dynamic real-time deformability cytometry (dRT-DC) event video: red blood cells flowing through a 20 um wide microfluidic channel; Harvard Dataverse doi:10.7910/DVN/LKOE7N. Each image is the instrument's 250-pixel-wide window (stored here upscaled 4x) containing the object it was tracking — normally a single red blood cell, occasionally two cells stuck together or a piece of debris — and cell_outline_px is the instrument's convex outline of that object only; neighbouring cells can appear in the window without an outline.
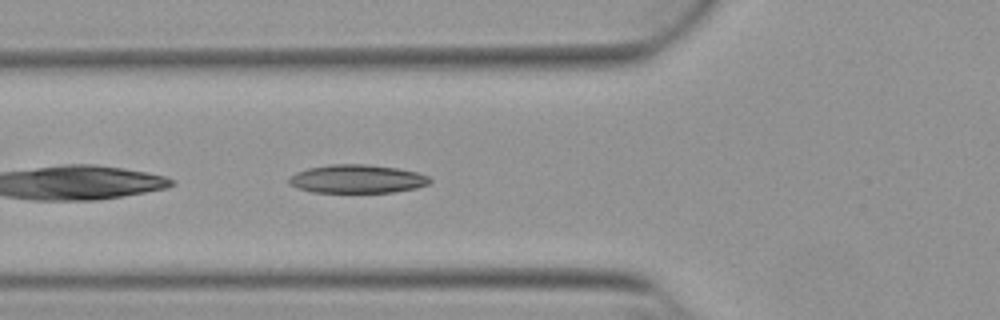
{"species": "Egyptian fruit bat (a non-hibernating species)", "species_latin": "Rousettus aegyptiacus", "temperature_condition": "warm", "stored_images_in_passage": 31, "camera_frame_rate_fps": 3000, "um_per_image_px": 0.085, "animal": {"sex": "female"}, "frame": {"image": 1, "passage_image": 4, "time_ms": 1.0, "image_size_px": [1000, 320], "cell_outline_px": [[432, 180], [428, 184], [416, 188], [392, 192], [312, 192], [288, 184], [288, 180], [296, 172], [308, 168], [332, 164], [368, 164], [396, 168], [416, 172], [428, 176]], "centroid_in_image_um": [30.36, 15.2], "position_along_channel_um": 95.4, "area_um2": 23.18}}
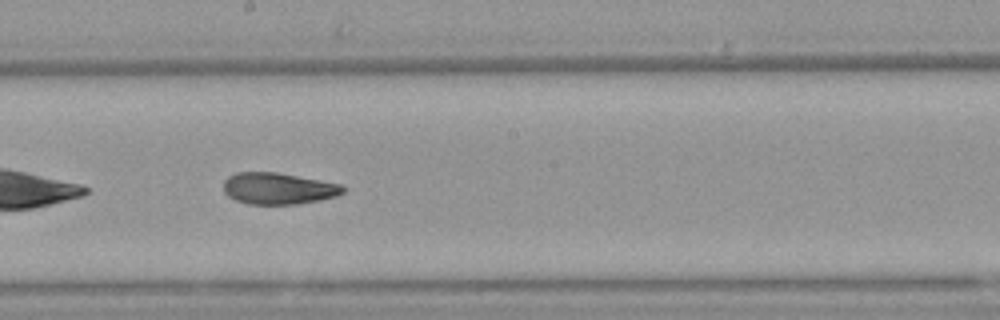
{"frame": {"image": 2, "passage_image": 14, "time_ms": 4.333, "image_size_px": [1000, 320], "cell_outline_px": [[344, 192], [336, 196], [320, 200], [296, 204], [248, 204], [236, 200], [228, 196], [224, 192], [224, 180], [228, 176], [236, 172], [276, 172], [344, 184]], "centroid_in_image_um": [23.66, 16.01], "position_along_channel_um": 224.5, "area_um2": 22.08}}
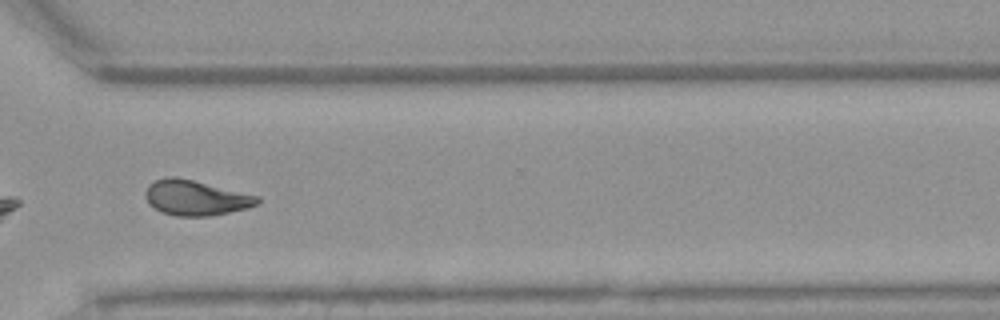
{"frame": {"image": 3, "passage_image": 24, "time_ms": 7.667, "image_size_px": [1000, 320], "cell_outline_px": [[260, 200], [256, 204], [248, 208], [208, 216], [176, 216], [160, 212], [148, 204], [144, 192], [148, 184], [156, 180], [168, 176], [176, 176], [260, 196]], "centroid_in_image_um": [16.6, 16.81], "position_along_channel_um": 354.0, "area_um2": 23.0}, "authors_computed_cell_mechanics": {"area_um2": 22.4842, "velocity_mm_per_s": 3.8797, "shape_relaxation_time_tau1_ms": 8.0338, "shape_relaxation_time_tau2_ms": 2.8064, "deformation_change_tau1": 0.204, "deformation_change_tau2": 0.0882}}